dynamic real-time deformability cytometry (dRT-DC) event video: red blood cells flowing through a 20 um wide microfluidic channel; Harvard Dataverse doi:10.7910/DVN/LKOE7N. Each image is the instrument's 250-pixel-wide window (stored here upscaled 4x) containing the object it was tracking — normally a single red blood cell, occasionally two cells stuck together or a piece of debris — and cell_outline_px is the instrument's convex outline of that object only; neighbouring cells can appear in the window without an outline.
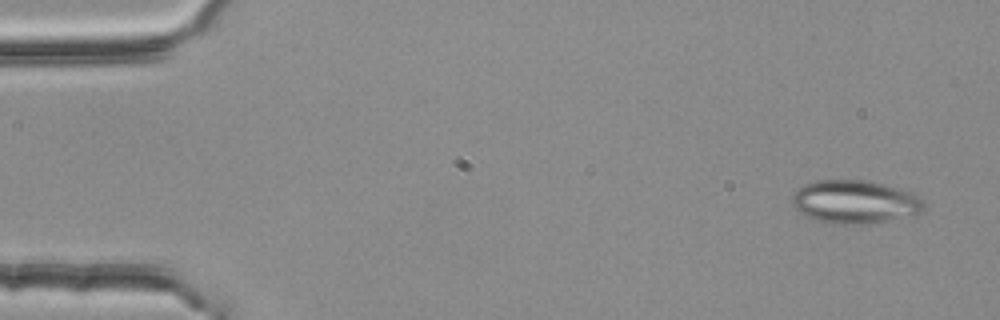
{"species": "common noctule bat (a hibernating species)", "species_latin": "Nyctalus noctula", "temperature_condition": "room temperature", "stored_images_in_passage": 3, "camera_frame_rate_fps": 3000, "um_per_image_px": 0.085, "animal": {"sex": "female", "body_mass_g": 25.1}, "frame": {"image": 1, "passage_image": 1, "time_ms": 0.0, "image_size_px": [1000, 320], "cell_outline_px": [[924, 208], [916, 216], [864, 224], [832, 224], [816, 220], [804, 216], [792, 204], [792, 196], [796, 188], [804, 184], [816, 180], [864, 180], [884, 184], [912, 192], [924, 200]], "centroid_in_image_um": [72.67, 17.16], "position_along_channel_um": 12.3, "area_um2": 33.64}}